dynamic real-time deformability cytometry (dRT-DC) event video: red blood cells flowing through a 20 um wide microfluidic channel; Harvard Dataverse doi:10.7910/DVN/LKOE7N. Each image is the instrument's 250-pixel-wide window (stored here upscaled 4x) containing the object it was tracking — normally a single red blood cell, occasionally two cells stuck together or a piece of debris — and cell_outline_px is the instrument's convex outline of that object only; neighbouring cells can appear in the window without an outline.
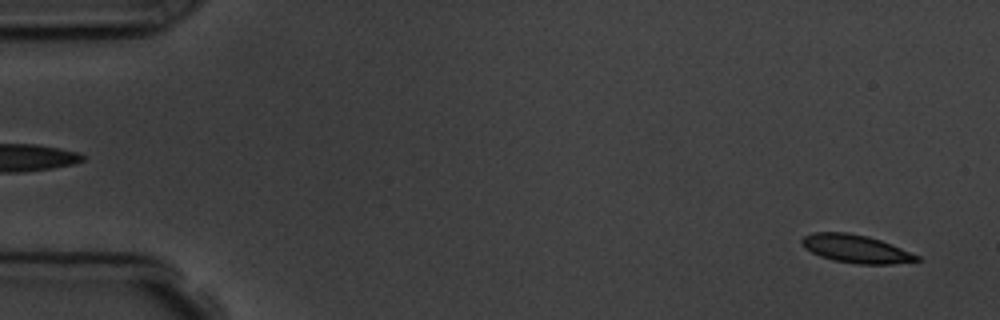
{"species": "common noctule bat (a hibernating species)", "species_latin": "Nyctalus noctula", "temperature_condition": "room temperature", "stored_images_in_passage": 4, "camera_frame_rate_fps": 3000, "um_per_image_px": 0.085, "animal": {"sex": "male", "body_mass_g": 19.5, "forearm_length_mm": 54.6}, "frame": {"image": 1, "passage_image": 1, "time_ms": 0.0, "image_size_px": [1000, 320], "cell_outline_px": [[920, 260], [892, 264], [856, 264], [832, 260], [820, 256], [804, 248], [800, 240], [804, 236], [812, 232], [848, 232], [868, 236], [880, 240], [920, 256]], "centroid_in_image_um": [72.71, 21.14], "position_along_channel_um": 12.3, "area_um2": 18.79}}
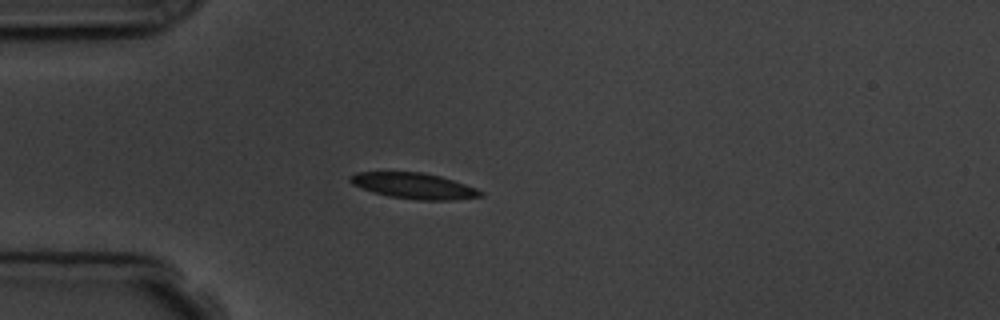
{"frame": {"image": 2, "passage_image": 4, "time_ms": 4.0, "image_size_px": [1000, 320], "cell_outline_px": [[484, 196], [452, 200], [416, 200], [388, 196], [372, 192], [352, 184], [348, 180], [348, 176], [356, 172], [420, 172], [440, 176], [476, 188], [484, 192]], "centroid_in_image_um": [35.16, 15.8], "position_along_channel_um": 49.8, "area_um2": 19.65}}